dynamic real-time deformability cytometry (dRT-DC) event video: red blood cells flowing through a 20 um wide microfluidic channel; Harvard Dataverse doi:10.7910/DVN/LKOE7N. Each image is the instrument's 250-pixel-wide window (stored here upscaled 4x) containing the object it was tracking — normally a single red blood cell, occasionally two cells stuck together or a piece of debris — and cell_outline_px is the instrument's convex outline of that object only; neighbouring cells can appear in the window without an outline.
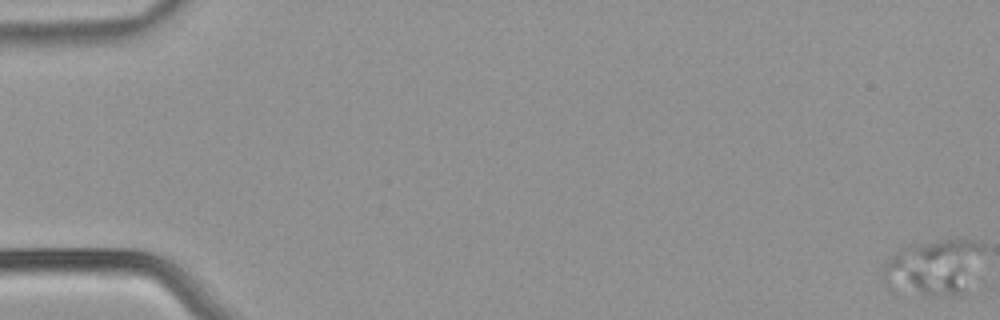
{"species": "common noctule bat (a hibernating species)", "species_latin": "Nyctalus noctula", "temperature_condition": "warm", "stored_images_in_passage": 54, "camera_frame_rate_fps": 3000, "um_per_image_px": 0.085, "animal": {"sex": "male", "body_mass_g": 21.5, "forearm_length_mm": 52.0}, "frame": {"image": 1, "passage_image": 1, "time_ms": 0.0, "image_size_px": [1000, 320], "cell_outline_px": [[984, 252], [964, 292], [960, 296], [932, 296], [888, 288], [884, 284], [880, 272], [892, 256], [908, 244], [944, 240], [972, 240], [984, 244]], "centroid_in_image_um": [79.36, 22.73], "position_along_channel_um": 5.6, "area_um2": 32.54}}
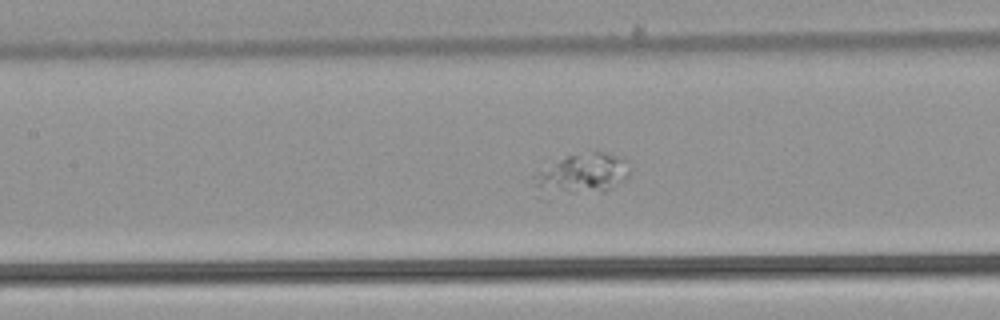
{"frame": {"image": 2, "passage_image": 28, "time_ms": 9.0, "image_size_px": [1000, 320], "cell_outline_px": [[632, 168], [628, 176], [624, 180], [604, 192], [540, 196], [536, 196], [532, 176], [536, 172], [568, 156], [592, 152], [600, 152], [624, 156], [628, 160]], "centroid_in_image_um": [49.46, 14.83], "position_along_channel_um": 157.9, "area_um2": 23.29}}
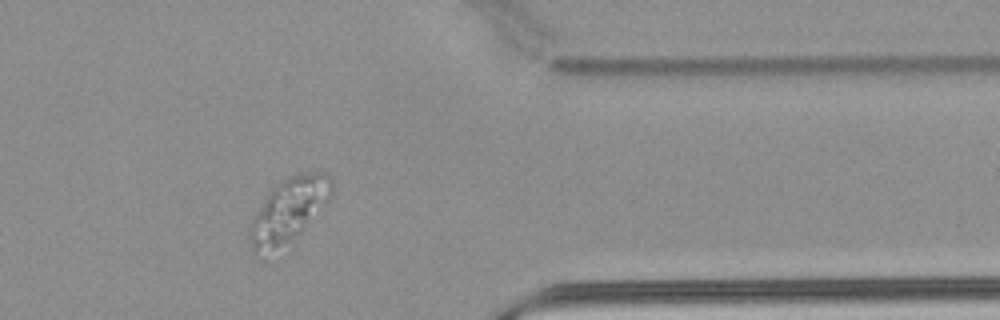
{"frame": {"image": 3, "passage_image": 47, "time_ms": 15.333, "image_size_px": [1000, 320], "cell_outline_px": [[336, 188], [332, 196], [296, 232], [256, 256], [252, 252], [248, 236], [248, 232], [252, 220], [256, 212], [264, 200], [276, 184], [288, 176], [308, 172], [328, 172]], "centroid_in_image_um": [24.55, 17.72], "position_along_channel_um": 386.9, "area_um2": 28.78}}